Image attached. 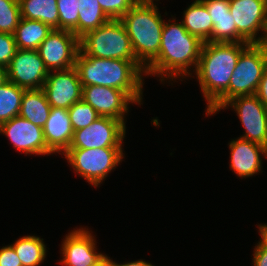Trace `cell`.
<instances>
[{
    "label": "cell",
    "mask_w": 267,
    "mask_h": 266,
    "mask_svg": "<svg viewBox=\"0 0 267 266\" xmlns=\"http://www.w3.org/2000/svg\"><path fill=\"white\" fill-rule=\"evenodd\" d=\"M48 73L38 50L17 49L7 67L8 80L25 90L42 88Z\"/></svg>",
    "instance_id": "4fadbf2b"
},
{
    "label": "cell",
    "mask_w": 267,
    "mask_h": 266,
    "mask_svg": "<svg viewBox=\"0 0 267 266\" xmlns=\"http://www.w3.org/2000/svg\"><path fill=\"white\" fill-rule=\"evenodd\" d=\"M80 52L96 58L136 60L130 38L120 20H109L79 39Z\"/></svg>",
    "instance_id": "8992f818"
},
{
    "label": "cell",
    "mask_w": 267,
    "mask_h": 266,
    "mask_svg": "<svg viewBox=\"0 0 267 266\" xmlns=\"http://www.w3.org/2000/svg\"><path fill=\"white\" fill-rule=\"evenodd\" d=\"M16 51L14 34L0 32V65L7 68Z\"/></svg>",
    "instance_id": "4dcf8cb0"
},
{
    "label": "cell",
    "mask_w": 267,
    "mask_h": 266,
    "mask_svg": "<svg viewBox=\"0 0 267 266\" xmlns=\"http://www.w3.org/2000/svg\"><path fill=\"white\" fill-rule=\"evenodd\" d=\"M267 68V50L261 43H250L240 54L228 89L205 111L216 114L232 98L253 95Z\"/></svg>",
    "instance_id": "5b68a950"
},
{
    "label": "cell",
    "mask_w": 267,
    "mask_h": 266,
    "mask_svg": "<svg viewBox=\"0 0 267 266\" xmlns=\"http://www.w3.org/2000/svg\"><path fill=\"white\" fill-rule=\"evenodd\" d=\"M261 44L267 50V28H266V33H265L264 39H263Z\"/></svg>",
    "instance_id": "74e56055"
},
{
    "label": "cell",
    "mask_w": 267,
    "mask_h": 266,
    "mask_svg": "<svg viewBox=\"0 0 267 266\" xmlns=\"http://www.w3.org/2000/svg\"><path fill=\"white\" fill-rule=\"evenodd\" d=\"M229 144L230 165L232 172L240 178L255 176L262 169V157L267 158V148L238 137Z\"/></svg>",
    "instance_id": "e0dca14e"
},
{
    "label": "cell",
    "mask_w": 267,
    "mask_h": 266,
    "mask_svg": "<svg viewBox=\"0 0 267 266\" xmlns=\"http://www.w3.org/2000/svg\"><path fill=\"white\" fill-rule=\"evenodd\" d=\"M0 133L8 137L13 147L24 154L51 155L47 147L43 128L27 119L16 116L0 125Z\"/></svg>",
    "instance_id": "9a60e30c"
},
{
    "label": "cell",
    "mask_w": 267,
    "mask_h": 266,
    "mask_svg": "<svg viewBox=\"0 0 267 266\" xmlns=\"http://www.w3.org/2000/svg\"><path fill=\"white\" fill-rule=\"evenodd\" d=\"M20 19L18 0H0V32L14 34Z\"/></svg>",
    "instance_id": "f1b7e54d"
},
{
    "label": "cell",
    "mask_w": 267,
    "mask_h": 266,
    "mask_svg": "<svg viewBox=\"0 0 267 266\" xmlns=\"http://www.w3.org/2000/svg\"><path fill=\"white\" fill-rule=\"evenodd\" d=\"M229 7L238 30V42L262 43L267 28V0H229ZM259 31L263 32L261 36Z\"/></svg>",
    "instance_id": "9c48e42d"
},
{
    "label": "cell",
    "mask_w": 267,
    "mask_h": 266,
    "mask_svg": "<svg viewBox=\"0 0 267 266\" xmlns=\"http://www.w3.org/2000/svg\"><path fill=\"white\" fill-rule=\"evenodd\" d=\"M52 30L41 21L21 17L14 32L17 49L37 50Z\"/></svg>",
    "instance_id": "7402d4cb"
},
{
    "label": "cell",
    "mask_w": 267,
    "mask_h": 266,
    "mask_svg": "<svg viewBox=\"0 0 267 266\" xmlns=\"http://www.w3.org/2000/svg\"><path fill=\"white\" fill-rule=\"evenodd\" d=\"M234 109L245 133L240 138L267 148V108L253 95L237 96L229 100L222 109Z\"/></svg>",
    "instance_id": "30bf717a"
},
{
    "label": "cell",
    "mask_w": 267,
    "mask_h": 266,
    "mask_svg": "<svg viewBox=\"0 0 267 266\" xmlns=\"http://www.w3.org/2000/svg\"><path fill=\"white\" fill-rule=\"evenodd\" d=\"M24 91L9 80L0 85V125L19 116Z\"/></svg>",
    "instance_id": "484cf974"
},
{
    "label": "cell",
    "mask_w": 267,
    "mask_h": 266,
    "mask_svg": "<svg viewBox=\"0 0 267 266\" xmlns=\"http://www.w3.org/2000/svg\"><path fill=\"white\" fill-rule=\"evenodd\" d=\"M8 81L7 68L0 65V85Z\"/></svg>",
    "instance_id": "d590c367"
},
{
    "label": "cell",
    "mask_w": 267,
    "mask_h": 266,
    "mask_svg": "<svg viewBox=\"0 0 267 266\" xmlns=\"http://www.w3.org/2000/svg\"><path fill=\"white\" fill-rule=\"evenodd\" d=\"M137 0H98L102 11L110 20H119Z\"/></svg>",
    "instance_id": "f546056e"
},
{
    "label": "cell",
    "mask_w": 267,
    "mask_h": 266,
    "mask_svg": "<svg viewBox=\"0 0 267 266\" xmlns=\"http://www.w3.org/2000/svg\"><path fill=\"white\" fill-rule=\"evenodd\" d=\"M51 107L69 109L82 100L83 86L76 67L49 71L42 87Z\"/></svg>",
    "instance_id": "5bb4252c"
},
{
    "label": "cell",
    "mask_w": 267,
    "mask_h": 266,
    "mask_svg": "<svg viewBox=\"0 0 267 266\" xmlns=\"http://www.w3.org/2000/svg\"><path fill=\"white\" fill-rule=\"evenodd\" d=\"M261 239L255 245L253 257V266H267V238L260 233Z\"/></svg>",
    "instance_id": "1f68e13d"
},
{
    "label": "cell",
    "mask_w": 267,
    "mask_h": 266,
    "mask_svg": "<svg viewBox=\"0 0 267 266\" xmlns=\"http://www.w3.org/2000/svg\"><path fill=\"white\" fill-rule=\"evenodd\" d=\"M62 155L74 172L98 187L125 157L123 148L67 149Z\"/></svg>",
    "instance_id": "52a82bcc"
},
{
    "label": "cell",
    "mask_w": 267,
    "mask_h": 266,
    "mask_svg": "<svg viewBox=\"0 0 267 266\" xmlns=\"http://www.w3.org/2000/svg\"><path fill=\"white\" fill-rule=\"evenodd\" d=\"M50 109L51 105L42 88L25 90L19 116L43 128L50 115Z\"/></svg>",
    "instance_id": "ffe728a7"
},
{
    "label": "cell",
    "mask_w": 267,
    "mask_h": 266,
    "mask_svg": "<svg viewBox=\"0 0 267 266\" xmlns=\"http://www.w3.org/2000/svg\"><path fill=\"white\" fill-rule=\"evenodd\" d=\"M78 38L97 29L110 19L102 11L98 0H79Z\"/></svg>",
    "instance_id": "d4e9b609"
},
{
    "label": "cell",
    "mask_w": 267,
    "mask_h": 266,
    "mask_svg": "<svg viewBox=\"0 0 267 266\" xmlns=\"http://www.w3.org/2000/svg\"><path fill=\"white\" fill-rule=\"evenodd\" d=\"M126 125L110 117H99L89 126L74 131L68 149L123 148Z\"/></svg>",
    "instance_id": "ba28073f"
},
{
    "label": "cell",
    "mask_w": 267,
    "mask_h": 266,
    "mask_svg": "<svg viewBox=\"0 0 267 266\" xmlns=\"http://www.w3.org/2000/svg\"><path fill=\"white\" fill-rule=\"evenodd\" d=\"M172 20L164 22L159 54L145 68V76H161V82L191 76L197 69L204 44L200 38L189 34L182 22L176 23L175 17Z\"/></svg>",
    "instance_id": "6da1fadb"
},
{
    "label": "cell",
    "mask_w": 267,
    "mask_h": 266,
    "mask_svg": "<svg viewBox=\"0 0 267 266\" xmlns=\"http://www.w3.org/2000/svg\"><path fill=\"white\" fill-rule=\"evenodd\" d=\"M249 44L204 42L194 75L207 102L205 110L228 89L240 54Z\"/></svg>",
    "instance_id": "3957f363"
},
{
    "label": "cell",
    "mask_w": 267,
    "mask_h": 266,
    "mask_svg": "<svg viewBox=\"0 0 267 266\" xmlns=\"http://www.w3.org/2000/svg\"><path fill=\"white\" fill-rule=\"evenodd\" d=\"M17 253L22 266H39L46 258V245L43 238L27 235L11 244Z\"/></svg>",
    "instance_id": "cb8c5ba5"
},
{
    "label": "cell",
    "mask_w": 267,
    "mask_h": 266,
    "mask_svg": "<svg viewBox=\"0 0 267 266\" xmlns=\"http://www.w3.org/2000/svg\"><path fill=\"white\" fill-rule=\"evenodd\" d=\"M211 18L206 6L200 0H195L184 10L181 22L189 34L207 42L212 35L213 23Z\"/></svg>",
    "instance_id": "44dd1931"
},
{
    "label": "cell",
    "mask_w": 267,
    "mask_h": 266,
    "mask_svg": "<svg viewBox=\"0 0 267 266\" xmlns=\"http://www.w3.org/2000/svg\"><path fill=\"white\" fill-rule=\"evenodd\" d=\"M22 18L41 21L59 29L57 0H18Z\"/></svg>",
    "instance_id": "603a6c76"
},
{
    "label": "cell",
    "mask_w": 267,
    "mask_h": 266,
    "mask_svg": "<svg viewBox=\"0 0 267 266\" xmlns=\"http://www.w3.org/2000/svg\"><path fill=\"white\" fill-rule=\"evenodd\" d=\"M68 115L73 131L89 126L100 117L95 109L84 100L74 103L68 109Z\"/></svg>",
    "instance_id": "83f0119b"
},
{
    "label": "cell",
    "mask_w": 267,
    "mask_h": 266,
    "mask_svg": "<svg viewBox=\"0 0 267 266\" xmlns=\"http://www.w3.org/2000/svg\"><path fill=\"white\" fill-rule=\"evenodd\" d=\"M37 50L49 71L66 70L75 66L79 38L71 31L53 29Z\"/></svg>",
    "instance_id": "8fae6325"
},
{
    "label": "cell",
    "mask_w": 267,
    "mask_h": 266,
    "mask_svg": "<svg viewBox=\"0 0 267 266\" xmlns=\"http://www.w3.org/2000/svg\"><path fill=\"white\" fill-rule=\"evenodd\" d=\"M255 95L260 102L267 108V68L264 70L263 76L259 82L258 89Z\"/></svg>",
    "instance_id": "836d02e7"
},
{
    "label": "cell",
    "mask_w": 267,
    "mask_h": 266,
    "mask_svg": "<svg viewBox=\"0 0 267 266\" xmlns=\"http://www.w3.org/2000/svg\"><path fill=\"white\" fill-rule=\"evenodd\" d=\"M154 2H136L119 20L130 38L136 60L146 68L159 54L165 20Z\"/></svg>",
    "instance_id": "277c9868"
},
{
    "label": "cell",
    "mask_w": 267,
    "mask_h": 266,
    "mask_svg": "<svg viewBox=\"0 0 267 266\" xmlns=\"http://www.w3.org/2000/svg\"><path fill=\"white\" fill-rule=\"evenodd\" d=\"M43 132L47 147L53 153L62 155L70 147L74 136L68 110L51 107Z\"/></svg>",
    "instance_id": "ac0fdd59"
},
{
    "label": "cell",
    "mask_w": 267,
    "mask_h": 266,
    "mask_svg": "<svg viewBox=\"0 0 267 266\" xmlns=\"http://www.w3.org/2000/svg\"><path fill=\"white\" fill-rule=\"evenodd\" d=\"M0 266H22L17 253L11 245L0 248Z\"/></svg>",
    "instance_id": "d6a6232c"
},
{
    "label": "cell",
    "mask_w": 267,
    "mask_h": 266,
    "mask_svg": "<svg viewBox=\"0 0 267 266\" xmlns=\"http://www.w3.org/2000/svg\"><path fill=\"white\" fill-rule=\"evenodd\" d=\"M212 17V35L207 42H238V30L230 13L229 0H200Z\"/></svg>",
    "instance_id": "d6986e66"
},
{
    "label": "cell",
    "mask_w": 267,
    "mask_h": 266,
    "mask_svg": "<svg viewBox=\"0 0 267 266\" xmlns=\"http://www.w3.org/2000/svg\"><path fill=\"white\" fill-rule=\"evenodd\" d=\"M75 67L82 86L117 88L142 104L145 68L137 60L96 58L79 51Z\"/></svg>",
    "instance_id": "7a4b0ae2"
},
{
    "label": "cell",
    "mask_w": 267,
    "mask_h": 266,
    "mask_svg": "<svg viewBox=\"0 0 267 266\" xmlns=\"http://www.w3.org/2000/svg\"><path fill=\"white\" fill-rule=\"evenodd\" d=\"M79 0H57L59 29L71 31L78 37Z\"/></svg>",
    "instance_id": "4316f807"
},
{
    "label": "cell",
    "mask_w": 267,
    "mask_h": 266,
    "mask_svg": "<svg viewBox=\"0 0 267 266\" xmlns=\"http://www.w3.org/2000/svg\"><path fill=\"white\" fill-rule=\"evenodd\" d=\"M258 230L260 233H262L266 238H267V225L266 224H259L258 225Z\"/></svg>",
    "instance_id": "8d00e7d4"
},
{
    "label": "cell",
    "mask_w": 267,
    "mask_h": 266,
    "mask_svg": "<svg viewBox=\"0 0 267 266\" xmlns=\"http://www.w3.org/2000/svg\"><path fill=\"white\" fill-rule=\"evenodd\" d=\"M82 100L93 107L99 116L121 120L125 125L129 104H137L125 91L97 85L83 86Z\"/></svg>",
    "instance_id": "2e32d148"
},
{
    "label": "cell",
    "mask_w": 267,
    "mask_h": 266,
    "mask_svg": "<svg viewBox=\"0 0 267 266\" xmlns=\"http://www.w3.org/2000/svg\"><path fill=\"white\" fill-rule=\"evenodd\" d=\"M154 1H159V0H137V2H154Z\"/></svg>",
    "instance_id": "f35d334b"
},
{
    "label": "cell",
    "mask_w": 267,
    "mask_h": 266,
    "mask_svg": "<svg viewBox=\"0 0 267 266\" xmlns=\"http://www.w3.org/2000/svg\"><path fill=\"white\" fill-rule=\"evenodd\" d=\"M106 263L107 266H154L149 262L143 261L142 259L132 261V262H125L123 264H118L117 262L110 259V257L106 256Z\"/></svg>",
    "instance_id": "e575fe53"
},
{
    "label": "cell",
    "mask_w": 267,
    "mask_h": 266,
    "mask_svg": "<svg viewBox=\"0 0 267 266\" xmlns=\"http://www.w3.org/2000/svg\"><path fill=\"white\" fill-rule=\"evenodd\" d=\"M88 228L73 229L62 241L60 264L64 266H107L106 254L97 252V242Z\"/></svg>",
    "instance_id": "7c38bea8"
}]
</instances>
